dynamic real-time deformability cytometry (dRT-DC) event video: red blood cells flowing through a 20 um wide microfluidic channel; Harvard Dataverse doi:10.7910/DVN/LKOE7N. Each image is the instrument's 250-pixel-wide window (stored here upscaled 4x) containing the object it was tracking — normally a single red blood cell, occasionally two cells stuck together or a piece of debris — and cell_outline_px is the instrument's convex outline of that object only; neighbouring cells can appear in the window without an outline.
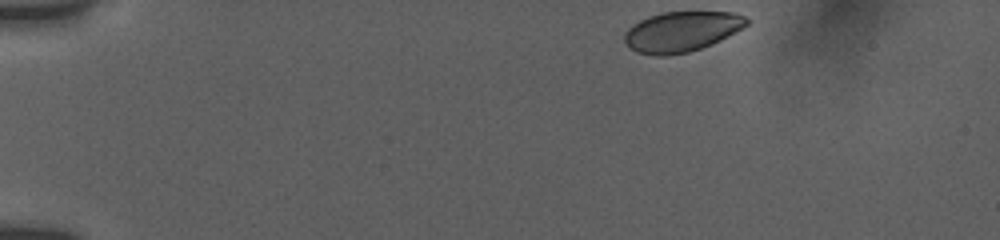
{"species": "human", "species_latin": "Homo sapiens", "temperature_condition": "room temperature", "stored_images_in_passage": 2, "camera_frame_rate_fps": 3000, "um_per_image_px": 0.085, "donor": {"sex": "female"}, "frame": {"image": 1, "passage_image": 1, "time_ms": 0.0, "image_size_px": [1000, 240], "cell_outline_px": [[752, 20], [748, 24], [720, 40], [700, 48], [688, 52], [668, 56], [656, 56], [636, 52], [628, 48], [624, 44], [624, 32], [632, 24], [648, 16], [664, 12], [736, 12]], "centroid_in_image_um": [57.89, 2.69], "position_along_channel_um": 27.1, "area_um2": 28.84}}